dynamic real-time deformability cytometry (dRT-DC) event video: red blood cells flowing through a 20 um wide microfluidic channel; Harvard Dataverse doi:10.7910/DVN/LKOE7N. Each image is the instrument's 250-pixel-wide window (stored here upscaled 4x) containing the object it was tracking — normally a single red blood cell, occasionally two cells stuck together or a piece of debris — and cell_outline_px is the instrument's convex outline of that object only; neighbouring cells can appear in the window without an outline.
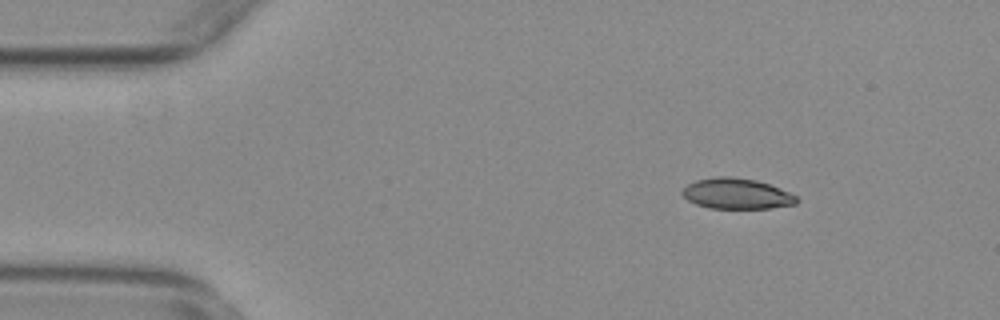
{"species": "common noctule bat (a hibernating species)", "species_latin": "Nyctalus noctula", "temperature_condition": "warm", "stored_images_in_passage": 48, "camera_frame_rate_fps": 3000, "um_per_image_px": 0.085, "animal": {"sex": "female", "body_mass_g": 29.2, "forearm_length_mm": 56.3}, "frame": {"image": 1, "passage_image": 1, "time_ms": 0.0, "image_size_px": [1000, 320], "cell_outline_px": [[800, 200], [796, 204], [768, 208], [708, 208], [696, 204], [688, 200], [680, 192], [688, 184], [696, 180], [716, 176], [728, 176], [756, 180], [780, 188], [796, 196]], "centroid_in_image_um": [62.61, 16.46], "position_along_channel_um": 22.4, "area_um2": 20.35}}
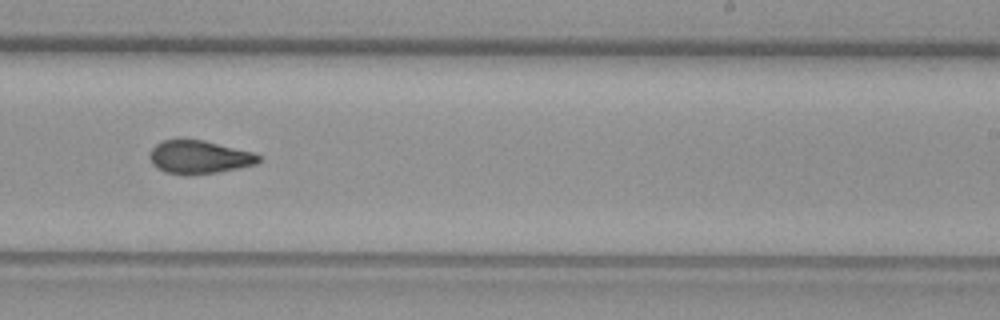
{"frame": {"image": 2, "passage_image": 27, "time_ms": 8.667, "image_size_px": [1000, 320], "cell_outline_px": [[260, 160], [256, 164], [240, 168], [220, 172], [188, 176], [184, 176], [164, 172], [156, 168], [152, 164], [148, 156], [152, 148], [156, 144], [164, 140], [204, 140], [252, 152], [260, 156]], "centroid_in_image_um": [16.9, 13.38], "position_along_channel_um": 272.1, "area_um2": 21.33}}
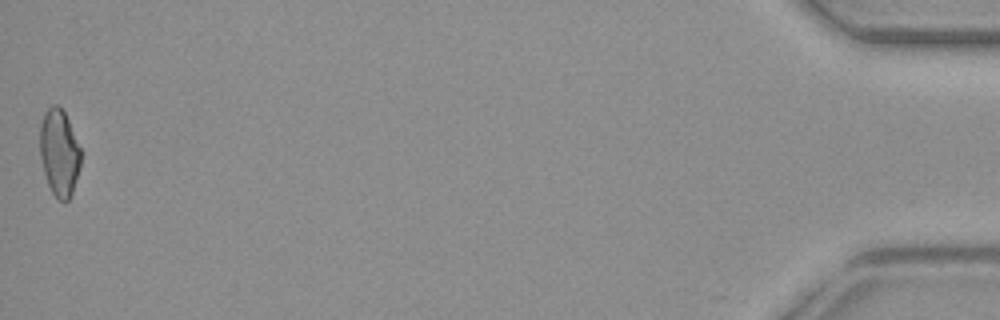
{"frame": {"image": 3, "passage_image": 48, "time_ms": 15.667, "image_size_px": [1000, 320], "cell_outline_px": [[80, 168], [72, 192], [68, 200], [64, 204], [52, 192], [48, 184], [44, 172], [40, 156], [40, 124], [44, 112], [52, 104], [56, 104], [64, 112], [68, 120], [80, 148]], "centroid_in_image_um": [5.02, 12.98], "position_along_channel_um": 430.2, "area_um2": 20.52}, "authors_computed_cell_mechanics": {"area_um2": 21.2704, "velocity_mm_per_s": 3.7615, "shape_relaxation_time_tau1_ms": null, "shape_relaxation_time_tau2_ms": 3.0069, "deformation_change_tau1": null, "deformation_change_tau2": 0.0861}}